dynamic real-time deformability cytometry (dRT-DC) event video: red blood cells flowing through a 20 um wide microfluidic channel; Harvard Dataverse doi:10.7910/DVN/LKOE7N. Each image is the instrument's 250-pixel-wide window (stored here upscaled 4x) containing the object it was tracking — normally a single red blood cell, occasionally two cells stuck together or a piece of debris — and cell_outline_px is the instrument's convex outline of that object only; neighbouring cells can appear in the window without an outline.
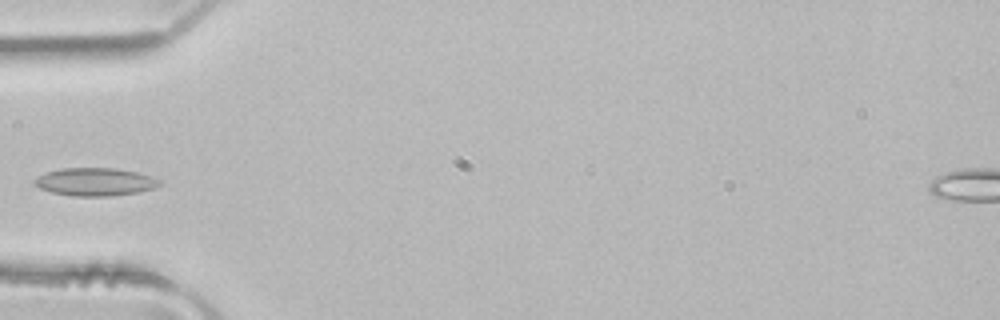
{"species": "common noctule bat (a hibernating species)", "species_latin": "Nyctalus noctula", "temperature_condition": "room temperature", "stored_images_in_passage": 4, "camera_frame_rate_fps": 3000, "um_per_image_px": 0.085, "animal": {"sex": "male", "body_mass_g": 21.5, "forearm_length_mm": 52.0}, "frame": {"image": 1, "passage_image": 4, "time_ms": 1.0, "image_size_px": [1000, 320], "cell_outline_px": [[164, 184], [152, 188], [136, 192], [112, 196], [72, 196], [52, 192], [40, 188], [32, 184], [32, 180], [48, 172], [60, 168], [116, 168], [136, 172], [152, 176], [160, 180]], "centroid_in_image_um": [8.08, 15.45], "position_along_channel_um": 76.9, "area_um2": 20.35}}